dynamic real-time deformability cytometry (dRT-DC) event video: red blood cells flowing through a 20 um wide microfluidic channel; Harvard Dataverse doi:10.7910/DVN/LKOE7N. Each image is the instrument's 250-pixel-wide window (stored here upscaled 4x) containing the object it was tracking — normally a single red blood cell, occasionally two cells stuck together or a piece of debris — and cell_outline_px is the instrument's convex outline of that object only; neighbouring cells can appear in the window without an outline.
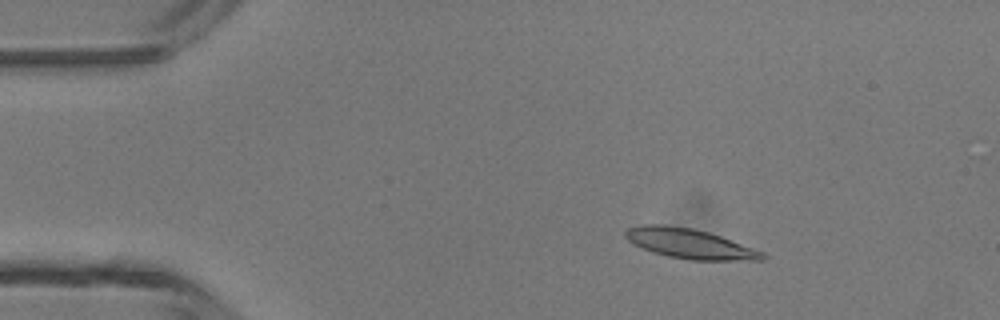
{"species": "common noctule bat (a hibernating species)", "species_latin": "Nyctalus noctula", "temperature_condition": "room temperature", "stored_images_in_passage": 47, "camera_frame_rate_fps": 3000, "um_per_image_px": 0.085, "animal": {"sex": "male", "body_mass_g": 13.3}, "frame": {"image": 1, "passage_image": 8, "time_ms": 2.333, "image_size_px": [1000, 320], "cell_outline_px": [[768, 256], [764, 260], [688, 260], [668, 256], [652, 252], [632, 244], [624, 236], [624, 232], [628, 228], [640, 224], [664, 224], [692, 228], [708, 232], [720, 236], [764, 252]], "centroid_in_image_um": [58.59, 20.71], "position_along_channel_um": 26.4, "area_um2": 23.99}}
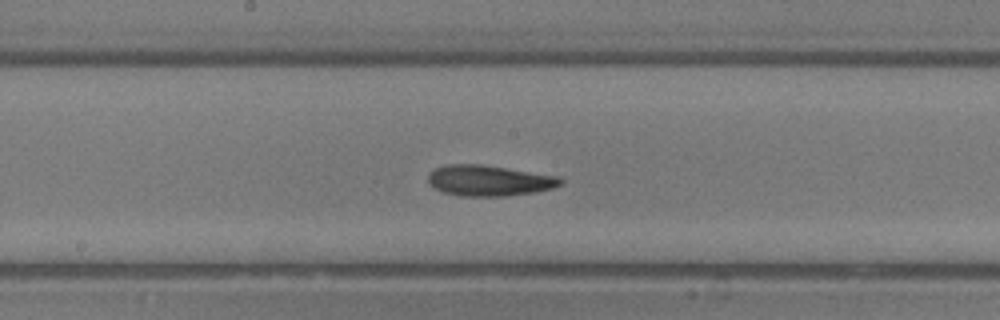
{"frame": {"image": 2, "passage_image": 25, "time_ms": 8.0, "image_size_px": [1000, 320], "cell_outline_px": [[564, 180], [560, 184], [552, 188], [532, 192], [504, 196], [460, 196], [444, 192], [436, 188], [428, 180], [428, 172], [432, 168], [448, 164], [480, 164], [560, 176]], "centroid_in_image_um": [41.55, 15.33], "position_along_channel_um": 206.6, "area_um2": 23.64}}
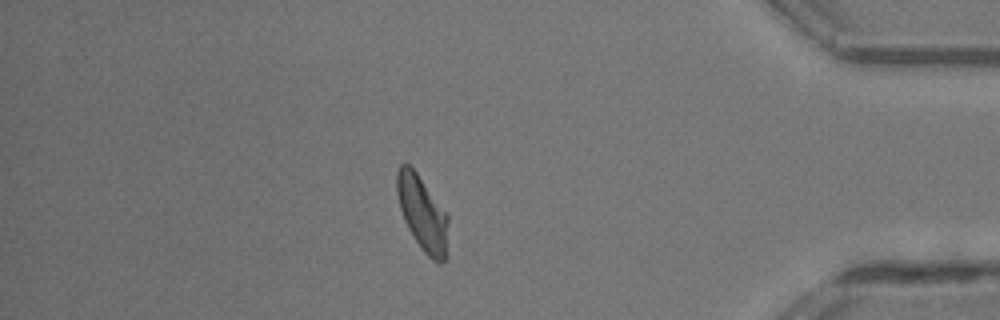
{"frame": {"image": 3, "passage_image": 41, "time_ms": 13.333, "image_size_px": [1000, 320], "cell_outline_px": [[448, 260], [440, 264], [432, 260], [424, 252], [408, 228], [404, 220], [400, 208], [396, 192], [396, 172], [400, 164], [408, 164], [416, 172], [448, 216]], "centroid_in_image_um": [35.92, 18.2], "position_along_channel_um": 399.3, "area_um2": 22.37}, "authors_computed_cell_mechanics": {"area_um2": 23.12, "velocity_mm_per_s": 4.3601, "shape_relaxation_time_tau1_ms": 3.3264, "shape_relaxation_time_tau2_ms": 2.8286, "deformation_change_tau1": 0.1571, "deformation_change_tau2": 0.1044}}